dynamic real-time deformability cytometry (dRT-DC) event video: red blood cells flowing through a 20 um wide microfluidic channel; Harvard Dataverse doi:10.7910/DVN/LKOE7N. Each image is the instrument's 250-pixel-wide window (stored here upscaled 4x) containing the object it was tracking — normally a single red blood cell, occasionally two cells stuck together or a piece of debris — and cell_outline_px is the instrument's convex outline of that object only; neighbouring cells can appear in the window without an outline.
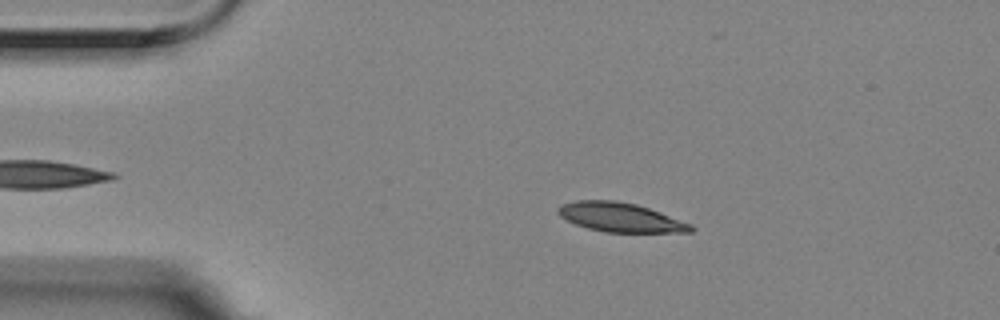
{"species": "Egyptian fruit bat (a non-hibernating species)", "species_latin": "Rousettus aegyptiacus", "temperature_condition": "room temperature", "stored_images_in_passage": 2, "camera_frame_rate_fps": 3000, "um_per_image_px": 0.085, "animal": {"sex": "female"}, "frame": {"image": 1, "passage_image": 1, "time_ms": 0.0, "image_size_px": [1000, 320], "cell_outline_px": [[696, 228], [692, 232], [604, 232], [588, 228], [576, 224], [560, 216], [556, 212], [556, 208], [560, 204], [576, 200], [616, 200], [636, 204], [660, 212], [692, 224]], "centroid_in_image_um": [52.72, 18.46], "position_along_channel_um": 32.3, "area_um2": 22.66}}